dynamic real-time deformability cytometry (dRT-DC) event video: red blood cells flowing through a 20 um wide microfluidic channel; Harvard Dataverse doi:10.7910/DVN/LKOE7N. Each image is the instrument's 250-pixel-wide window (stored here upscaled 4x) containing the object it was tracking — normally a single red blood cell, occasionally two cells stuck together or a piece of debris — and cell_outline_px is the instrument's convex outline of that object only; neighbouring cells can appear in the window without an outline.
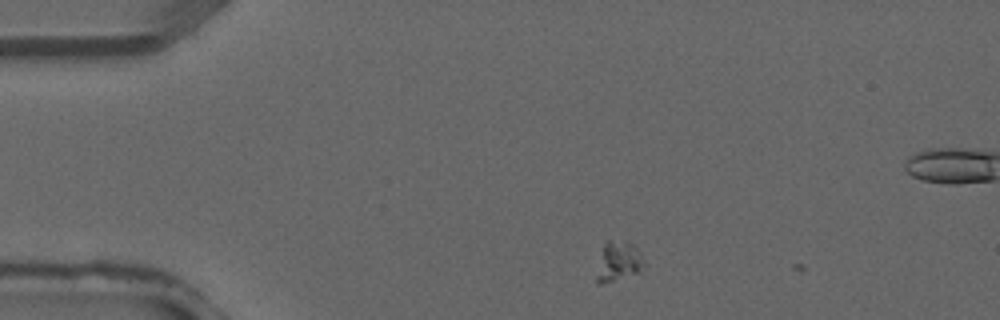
{"species": "common noctule bat (a hibernating species)", "species_latin": "Nyctalus noctula", "temperature_condition": "warm", "stored_images_in_passage": 2, "camera_frame_rate_fps": 3000, "um_per_image_px": 0.085, "animal": {"sex": "male", "forearm_length_mm": 52.5}, "frame": {"image": 1, "passage_image": 1, "time_ms": 0.0, "image_size_px": [1000, 320], "cell_outline_px": [[644, 264], [636, 272], [600, 284], [596, 280], [596, 276], [604, 244], [608, 240], [628, 240], [640, 252]], "centroid_in_image_um": [52.55, 22.16], "position_along_channel_um": 32.4, "area_um2": 10.46}}